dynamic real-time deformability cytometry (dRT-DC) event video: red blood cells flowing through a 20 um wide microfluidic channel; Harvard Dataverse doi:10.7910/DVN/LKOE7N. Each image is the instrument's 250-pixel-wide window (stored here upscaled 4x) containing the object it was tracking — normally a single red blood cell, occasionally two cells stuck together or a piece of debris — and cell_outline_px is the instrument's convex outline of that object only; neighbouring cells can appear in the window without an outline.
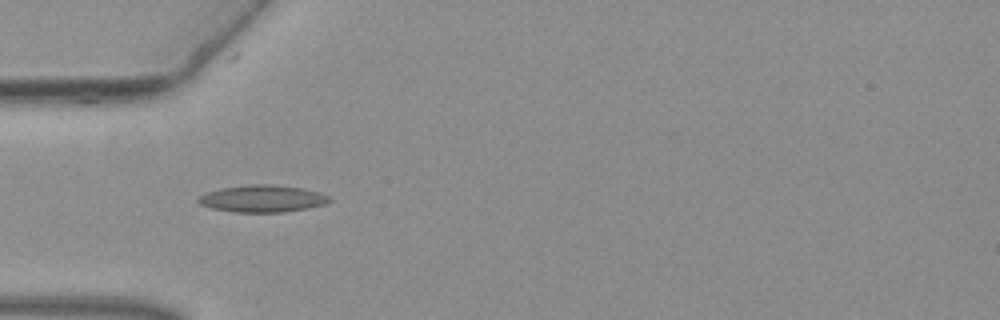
{"species": "common noctule bat (a hibernating species)", "species_latin": "Nyctalus noctula", "temperature_condition": "warm", "stored_images_in_passage": 38, "camera_frame_rate_fps": 3000, "um_per_image_px": 0.085, "animal": {"sex": "female", "body_mass_g": 19.3, "forearm_length_mm": 54.1}, "frame": {"image": 1, "passage_image": 3, "time_ms": 0.667, "image_size_px": [1000, 320], "cell_outline_px": [[332, 200], [324, 204], [308, 208], [284, 212], [232, 212], [212, 208], [200, 204], [196, 200], [200, 196], [208, 192], [220, 188], [252, 184], [272, 184], [304, 188], [328, 196]], "centroid_in_image_um": [22.29, 16.88], "position_along_channel_um": 62.7, "area_um2": 20.58}}
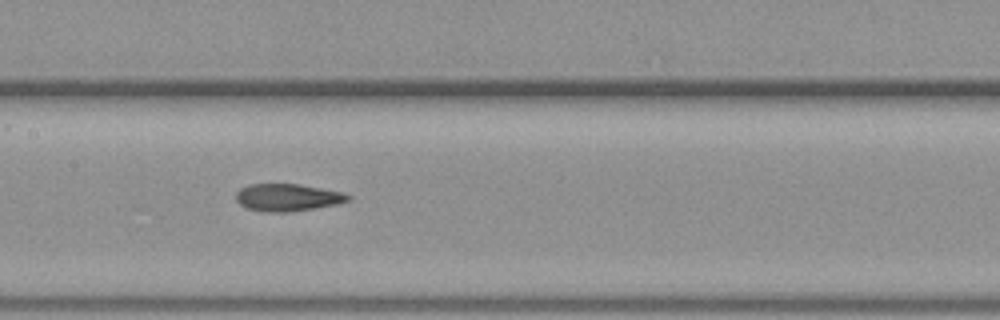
{"frame": {"image": 2, "passage_image": 12, "time_ms": 3.667, "image_size_px": [1000, 320], "cell_outline_px": [[352, 196], [348, 200], [340, 204], [288, 212], [268, 212], [248, 208], [240, 204], [236, 200], [236, 192], [240, 188], [248, 184], [296, 184], [320, 188], [340, 192]], "centroid_in_image_um": [24.42, 16.78], "position_along_channel_um": 183.0, "area_um2": 17.69}}
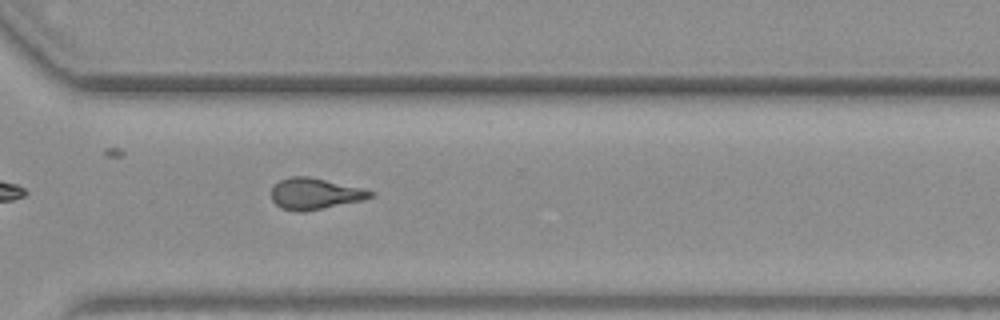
{"frame": {"image": 3, "passage_image": 24, "time_ms": 7.667, "image_size_px": [1000, 320], "cell_outline_px": [[376, 196], [364, 200], [304, 212], [296, 212], [280, 208], [272, 200], [272, 188], [280, 180], [292, 176], [308, 176], [360, 188], [376, 192]], "centroid_in_image_um": [26.78, 16.48], "position_along_channel_um": 343.8, "area_um2": 18.03}}